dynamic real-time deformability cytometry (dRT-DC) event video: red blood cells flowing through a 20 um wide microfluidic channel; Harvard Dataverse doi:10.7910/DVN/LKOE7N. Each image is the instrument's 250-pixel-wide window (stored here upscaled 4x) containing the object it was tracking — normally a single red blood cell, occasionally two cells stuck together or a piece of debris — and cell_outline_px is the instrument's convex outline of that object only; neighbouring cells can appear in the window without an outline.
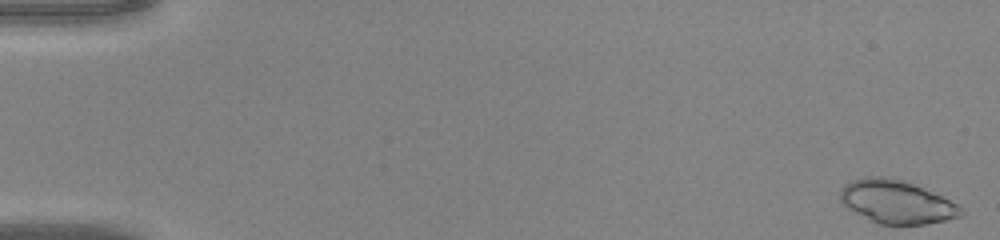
{"species": "common noctule bat (a hibernating species)", "species_latin": "Nyctalus noctula", "temperature_condition": "warm", "stored_images_in_passage": 46, "camera_frame_rate_fps": 3000, "um_per_image_px": 0.085, "animal": {"sex": "male", "body_mass_g": 20.0, "forearm_length_mm": 53.3}, "frame": {"image": 1, "passage_image": 1, "time_ms": 0.0, "image_size_px": [1000, 240], "cell_outline_px": [[964, 212], [960, 216], [944, 220], [924, 224], [880, 224], [848, 208], [840, 200], [840, 192], [844, 184], [852, 180], [864, 176], [880, 176], [900, 180], [912, 184], [940, 196], [956, 204]], "centroid_in_image_um": [76.16, 17.15], "position_along_channel_um": 8.8, "area_um2": 29.59}}